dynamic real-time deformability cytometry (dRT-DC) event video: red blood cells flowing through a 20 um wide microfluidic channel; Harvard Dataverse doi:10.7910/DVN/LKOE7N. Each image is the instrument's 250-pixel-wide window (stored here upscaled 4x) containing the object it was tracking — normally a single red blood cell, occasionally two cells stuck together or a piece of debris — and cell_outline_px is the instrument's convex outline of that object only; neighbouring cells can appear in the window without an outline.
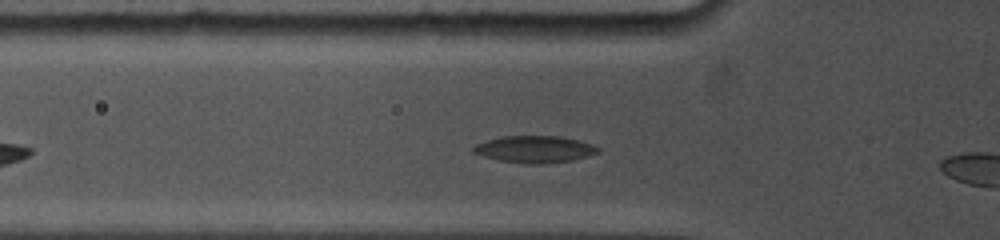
{"species": "common noctule bat (a hibernating species)", "species_latin": "Nyctalus noctula", "temperature_condition": "cold", "stored_images_in_passage": 23, "camera_frame_rate_fps": 5000, "um_per_image_px": 0.085, "animal": {"sex": "female", "body_mass_g": 19.0, "forearm_length_mm": 53.3}, "frame": {"image": 1, "passage_image": 2, "time_ms": 0.2, "image_size_px": [1000, 240], "cell_outline_px": [[600, 152], [588, 156], [572, 160], [540, 164], [524, 164], [500, 160], [484, 156], [472, 152], [472, 148], [476, 144], [484, 140], [500, 136], [560, 136], [592, 144], [600, 148]], "centroid_in_image_um": [45.43, 12.68], "position_along_channel_um": 80.4, "area_um2": 19.59}}
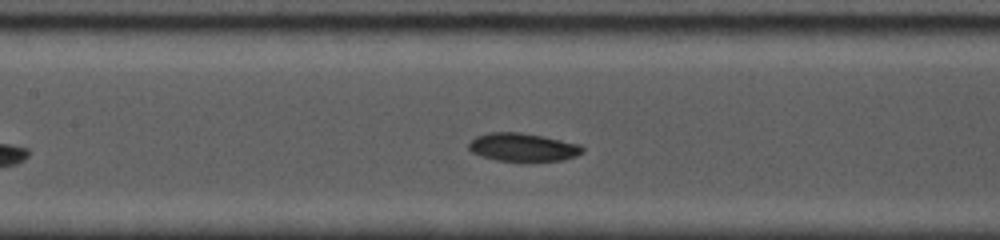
{"frame": {"image": 2, "passage_image": 14, "time_ms": 2.4, "image_size_px": [1000, 240], "cell_outline_px": [[584, 152], [576, 156], [564, 160], [496, 160], [472, 152], [468, 148], [468, 144], [476, 136], [488, 132], [520, 132], [544, 136], [580, 144], [584, 148]], "centroid_in_image_um": [44.47, 12.49], "position_along_channel_um": 162.9, "area_um2": 18.5}}
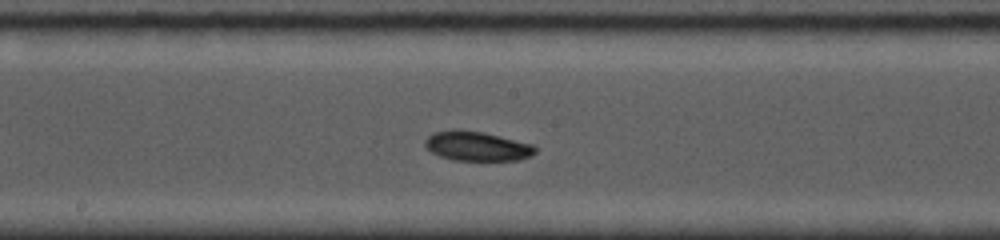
{"frame": {"image": 3, "passage_image": 20, "time_ms": 3.6, "image_size_px": [1000, 240], "cell_outline_px": [[536, 152], [532, 156], [520, 160], [452, 160], [440, 156], [432, 152], [424, 144], [424, 140], [432, 132], [452, 128], [460, 128], [484, 132], [532, 144], [536, 148]], "centroid_in_image_um": [40.52, 12.4], "position_along_channel_um": 207.7, "area_um2": 19.25}}